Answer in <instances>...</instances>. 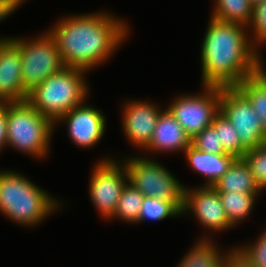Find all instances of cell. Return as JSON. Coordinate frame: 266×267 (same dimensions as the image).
I'll list each match as a JSON object with an SVG mask.
<instances>
[{
    "label": "cell",
    "instance_id": "cell-1",
    "mask_svg": "<svg viewBox=\"0 0 266 267\" xmlns=\"http://www.w3.org/2000/svg\"><path fill=\"white\" fill-rule=\"evenodd\" d=\"M129 25L108 10H98L63 15L47 31L55 39L64 67L90 72L104 66L126 43L131 34Z\"/></svg>",
    "mask_w": 266,
    "mask_h": 267
},
{
    "label": "cell",
    "instance_id": "cell-2",
    "mask_svg": "<svg viewBox=\"0 0 266 267\" xmlns=\"http://www.w3.org/2000/svg\"><path fill=\"white\" fill-rule=\"evenodd\" d=\"M248 27L209 17L201 52V85L236 86L258 73V48Z\"/></svg>",
    "mask_w": 266,
    "mask_h": 267
},
{
    "label": "cell",
    "instance_id": "cell-3",
    "mask_svg": "<svg viewBox=\"0 0 266 267\" xmlns=\"http://www.w3.org/2000/svg\"><path fill=\"white\" fill-rule=\"evenodd\" d=\"M51 195L29 177L0 169V213L20 227H37L63 209L65 203Z\"/></svg>",
    "mask_w": 266,
    "mask_h": 267
},
{
    "label": "cell",
    "instance_id": "cell-4",
    "mask_svg": "<svg viewBox=\"0 0 266 267\" xmlns=\"http://www.w3.org/2000/svg\"><path fill=\"white\" fill-rule=\"evenodd\" d=\"M80 68L64 67L29 92L27 102L56 123L90 96L86 74Z\"/></svg>",
    "mask_w": 266,
    "mask_h": 267
},
{
    "label": "cell",
    "instance_id": "cell-5",
    "mask_svg": "<svg viewBox=\"0 0 266 267\" xmlns=\"http://www.w3.org/2000/svg\"><path fill=\"white\" fill-rule=\"evenodd\" d=\"M6 127L7 147L36 160L49 156L55 123L27 101L7 102Z\"/></svg>",
    "mask_w": 266,
    "mask_h": 267
},
{
    "label": "cell",
    "instance_id": "cell-6",
    "mask_svg": "<svg viewBox=\"0 0 266 267\" xmlns=\"http://www.w3.org/2000/svg\"><path fill=\"white\" fill-rule=\"evenodd\" d=\"M122 159L128 182L144 196L176 202L183 209L185 185L158 160L143 155L124 156Z\"/></svg>",
    "mask_w": 266,
    "mask_h": 267
},
{
    "label": "cell",
    "instance_id": "cell-7",
    "mask_svg": "<svg viewBox=\"0 0 266 267\" xmlns=\"http://www.w3.org/2000/svg\"><path fill=\"white\" fill-rule=\"evenodd\" d=\"M22 60V81L29 93L50 75L64 68L55 39L46 30L33 37H13Z\"/></svg>",
    "mask_w": 266,
    "mask_h": 267
},
{
    "label": "cell",
    "instance_id": "cell-8",
    "mask_svg": "<svg viewBox=\"0 0 266 267\" xmlns=\"http://www.w3.org/2000/svg\"><path fill=\"white\" fill-rule=\"evenodd\" d=\"M201 87V92L179 93L166 106L191 139L210 126L220 112V86Z\"/></svg>",
    "mask_w": 266,
    "mask_h": 267
},
{
    "label": "cell",
    "instance_id": "cell-9",
    "mask_svg": "<svg viewBox=\"0 0 266 267\" xmlns=\"http://www.w3.org/2000/svg\"><path fill=\"white\" fill-rule=\"evenodd\" d=\"M114 157H102L91 170L89 196L102 219L109 220L117 207L122 190L128 182L124 163Z\"/></svg>",
    "mask_w": 266,
    "mask_h": 267
},
{
    "label": "cell",
    "instance_id": "cell-10",
    "mask_svg": "<svg viewBox=\"0 0 266 267\" xmlns=\"http://www.w3.org/2000/svg\"><path fill=\"white\" fill-rule=\"evenodd\" d=\"M220 111L237 129L239 140L247 150L266 144L259 115L235 86H220Z\"/></svg>",
    "mask_w": 266,
    "mask_h": 267
},
{
    "label": "cell",
    "instance_id": "cell-11",
    "mask_svg": "<svg viewBox=\"0 0 266 267\" xmlns=\"http://www.w3.org/2000/svg\"><path fill=\"white\" fill-rule=\"evenodd\" d=\"M189 214L202 225V229H206L200 239H215L211 232L218 233L234 228L229 223L218 191L211 186L184 187L182 216Z\"/></svg>",
    "mask_w": 266,
    "mask_h": 267
},
{
    "label": "cell",
    "instance_id": "cell-12",
    "mask_svg": "<svg viewBox=\"0 0 266 267\" xmlns=\"http://www.w3.org/2000/svg\"><path fill=\"white\" fill-rule=\"evenodd\" d=\"M87 101L74 107L55 123L56 129L65 123L70 141L82 149L95 147L103 139L107 128L104 111Z\"/></svg>",
    "mask_w": 266,
    "mask_h": 267
},
{
    "label": "cell",
    "instance_id": "cell-13",
    "mask_svg": "<svg viewBox=\"0 0 266 267\" xmlns=\"http://www.w3.org/2000/svg\"><path fill=\"white\" fill-rule=\"evenodd\" d=\"M162 109L161 105L149 100H126L121 109V125L127 142L136 150H144L150 143Z\"/></svg>",
    "mask_w": 266,
    "mask_h": 267
},
{
    "label": "cell",
    "instance_id": "cell-14",
    "mask_svg": "<svg viewBox=\"0 0 266 267\" xmlns=\"http://www.w3.org/2000/svg\"><path fill=\"white\" fill-rule=\"evenodd\" d=\"M20 48L11 36L0 37V101H27L28 92L22 81Z\"/></svg>",
    "mask_w": 266,
    "mask_h": 267
},
{
    "label": "cell",
    "instance_id": "cell-15",
    "mask_svg": "<svg viewBox=\"0 0 266 267\" xmlns=\"http://www.w3.org/2000/svg\"><path fill=\"white\" fill-rule=\"evenodd\" d=\"M191 145L190 136L174 118L170 111L165 108L159 115L153 137L148 146L143 150V156L150 158L155 154L163 153H184V150ZM147 152V153H146ZM146 154V155H144Z\"/></svg>",
    "mask_w": 266,
    "mask_h": 267
},
{
    "label": "cell",
    "instance_id": "cell-16",
    "mask_svg": "<svg viewBox=\"0 0 266 267\" xmlns=\"http://www.w3.org/2000/svg\"><path fill=\"white\" fill-rule=\"evenodd\" d=\"M188 167L205 180L200 186H211L227 172L230 165L236 159L229 154H211L202 152L192 145L183 153Z\"/></svg>",
    "mask_w": 266,
    "mask_h": 267
},
{
    "label": "cell",
    "instance_id": "cell-17",
    "mask_svg": "<svg viewBox=\"0 0 266 267\" xmlns=\"http://www.w3.org/2000/svg\"><path fill=\"white\" fill-rule=\"evenodd\" d=\"M262 56L261 50H258V73L247 77L235 87L247 98L259 115L266 137V67Z\"/></svg>",
    "mask_w": 266,
    "mask_h": 267
},
{
    "label": "cell",
    "instance_id": "cell-18",
    "mask_svg": "<svg viewBox=\"0 0 266 267\" xmlns=\"http://www.w3.org/2000/svg\"><path fill=\"white\" fill-rule=\"evenodd\" d=\"M218 192L262 194L249 166L243 158H236L227 172L213 186Z\"/></svg>",
    "mask_w": 266,
    "mask_h": 267
},
{
    "label": "cell",
    "instance_id": "cell-19",
    "mask_svg": "<svg viewBox=\"0 0 266 267\" xmlns=\"http://www.w3.org/2000/svg\"><path fill=\"white\" fill-rule=\"evenodd\" d=\"M196 240L175 267H223L229 248L218 247L214 239Z\"/></svg>",
    "mask_w": 266,
    "mask_h": 267
},
{
    "label": "cell",
    "instance_id": "cell-20",
    "mask_svg": "<svg viewBox=\"0 0 266 267\" xmlns=\"http://www.w3.org/2000/svg\"><path fill=\"white\" fill-rule=\"evenodd\" d=\"M221 204L225 210L229 223L237 228L251 216L257 199L262 194H247L237 192H218ZM237 226V227H236Z\"/></svg>",
    "mask_w": 266,
    "mask_h": 267
},
{
    "label": "cell",
    "instance_id": "cell-21",
    "mask_svg": "<svg viewBox=\"0 0 266 267\" xmlns=\"http://www.w3.org/2000/svg\"><path fill=\"white\" fill-rule=\"evenodd\" d=\"M210 16L220 21L248 27L252 20L253 6L249 0H213Z\"/></svg>",
    "mask_w": 266,
    "mask_h": 267
},
{
    "label": "cell",
    "instance_id": "cell-22",
    "mask_svg": "<svg viewBox=\"0 0 266 267\" xmlns=\"http://www.w3.org/2000/svg\"><path fill=\"white\" fill-rule=\"evenodd\" d=\"M144 197L131 183L127 182L122 190L115 212L108 221L115 219L127 224H135L138 221Z\"/></svg>",
    "mask_w": 266,
    "mask_h": 267
},
{
    "label": "cell",
    "instance_id": "cell-23",
    "mask_svg": "<svg viewBox=\"0 0 266 267\" xmlns=\"http://www.w3.org/2000/svg\"><path fill=\"white\" fill-rule=\"evenodd\" d=\"M218 131L219 143H221L226 154L235 158H243L247 149L241 144L238 131L228 118L220 111L211 124Z\"/></svg>",
    "mask_w": 266,
    "mask_h": 267
},
{
    "label": "cell",
    "instance_id": "cell-24",
    "mask_svg": "<svg viewBox=\"0 0 266 267\" xmlns=\"http://www.w3.org/2000/svg\"><path fill=\"white\" fill-rule=\"evenodd\" d=\"M182 217V208L176 202H167L164 200L144 197L140 210L138 221L143 223L147 221H162L167 218Z\"/></svg>",
    "mask_w": 266,
    "mask_h": 267
},
{
    "label": "cell",
    "instance_id": "cell-25",
    "mask_svg": "<svg viewBox=\"0 0 266 267\" xmlns=\"http://www.w3.org/2000/svg\"><path fill=\"white\" fill-rule=\"evenodd\" d=\"M243 159L249 166L257 186L262 192L266 191V144L248 149Z\"/></svg>",
    "mask_w": 266,
    "mask_h": 267
},
{
    "label": "cell",
    "instance_id": "cell-26",
    "mask_svg": "<svg viewBox=\"0 0 266 267\" xmlns=\"http://www.w3.org/2000/svg\"><path fill=\"white\" fill-rule=\"evenodd\" d=\"M248 33L250 40L258 50L263 49L262 47L266 45V0L253 7Z\"/></svg>",
    "mask_w": 266,
    "mask_h": 267
},
{
    "label": "cell",
    "instance_id": "cell-27",
    "mask_svg": "<svg viewBox=\"0 0 266 267\" xmlns=\"http://www.w3.org/2000/svg\"><path fill=\"white\" fill-rule=\"evenodd\" d=\"M191 145L202 152L226 154L221 143H219L218 131L212 125L196 134L191 139Z\"/></svg>",
    "mask_w": 266,
    "mask_h": 267
},
{
    "label": "cell",
    "instance_id": "cell-28",
    "mask_svg": "<svg viewBox=\"0 0 266 267\" xmlns=\"http://www.w3.org/2000/svg\"><path fill=\"white\" fill-rule=\"evenodd\" d=\"M255 239L245 244L242 243L238 247L249 257L255 267H266V229Z\"/></svg>",
    "mask_w": 266,
    "mask_h": 267
},
{
    "label": "cell",
    "instance_id": "cell-29",
    "mask_svg": "<svg viewBox=\"0 0 266 267\" xmlns=\"http://www.w3.org/2000/svg\"><path fill=\"white\" fill-rule=\"evenodd\" d=\"M223 267H255V265L236 244L227 251Z\"/></svg>",
    "mask_w": 266,
    "mask_h": 267
},
{
    "label": "cell",
    "instance_id": "cell-30",
    "mask_svg": "<svg viewBox=\"0 0 266 267\" xmlns=\"http://www.w3.org/2000/svg\"><path fill=\"white\" fill-rule=\"evenodd\" d=\"M7 102L0 101V154L7 147Z\"/></svg>",
    "mask_w": 266,
    "mask_h": 267
},
{
    "label": "cell",
    "instance_id": "cell-31",
    "mask_svg": "<svg viewBox=\"0 0 266 267\" xmlns=\"http://www.w3.org/2000/svg\"><path fill=\"white\" fill-rule=\"evenodd\" d=\"M21 5L16 0H0V23L15 13Z\"/></svg>",
    "mask_w": 266,
    "mask_h": 267
},
{
    "label": "cell",
    "instance_id": "cell-32",
    "mask_svg": "<svg viewBox=\"0 0 266 267\" xmlns=\"http://www.w3.org/2000/svg\"><path fill=\"white\" fill-rule=\"evenodd\" d=\"M263 0H249L250 4L254 7L257 4L261 3Z\"/></svg>",
    "mask_w": 266,
    "mask_h": 267
},
{
    "label": "cell",
    "instance_id": "cell-33",
    "mask_svg": "<svg viewBox=\"0 0 266 267\" xmlns=\"http://www.w3.org/2000/svg\"><path fill=\"white\" fill-rule=\"evenodd\" d=\"M21 6H22V4H24V3H26L27 2V0H16Z\"/></svg>",
    "mask_w": 266,
    "mask_h": 267
}]
</instances>
